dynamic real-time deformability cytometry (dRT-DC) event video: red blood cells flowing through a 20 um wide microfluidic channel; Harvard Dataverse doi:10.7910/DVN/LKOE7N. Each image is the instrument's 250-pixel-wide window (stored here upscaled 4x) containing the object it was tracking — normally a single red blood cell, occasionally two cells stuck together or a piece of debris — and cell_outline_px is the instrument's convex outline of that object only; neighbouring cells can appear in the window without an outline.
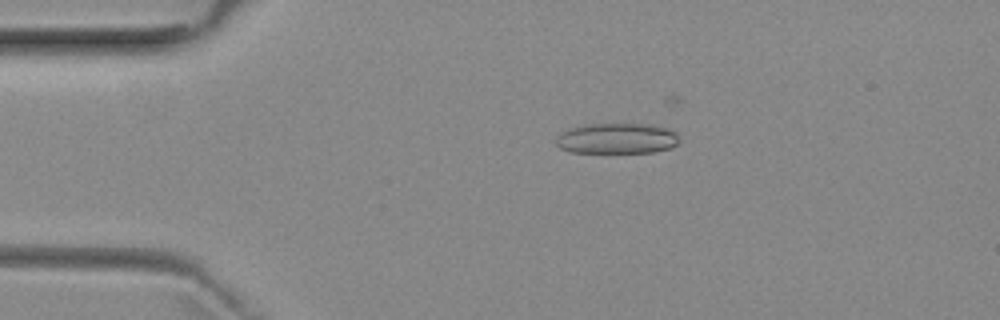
{"species": "common noctule bat (a hibernating species)", "species_latin": "Nyctalus noctula", "temperature_condition": "room temperature", "stored_images_in_passage": 45, "camera_frame_rate_fps": 3000, "um_per_image_px": 0.085, "animal": {"sex": "female", "body_mass_g": 29.2, "forearm_length_mm": 56.3}, "frame": {"image": 1, "passage_image": 9, "time_ms": 2.667, "image_size_px": [1000, 320], "cell_outline_px": [[680, 140], [676, 144], [668, 148], [652, 152], [572, 152], [560, 148], [556, 144], [556, 136], [568, 128], [584, 124], [648, 124], [668, 128], [676, 132]], "centroid_in_image_um": [52.42, 11.75], "position_along_channel_um": 32.6, "area_um2": 21.96}}
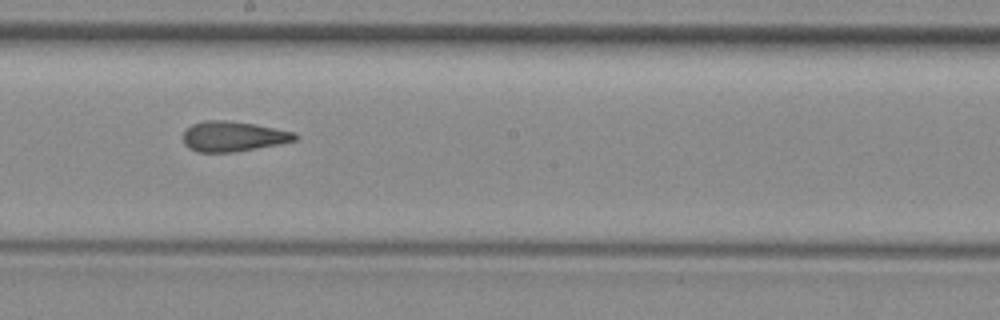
{"frame": {"image": 2, "passage_image": 27, "time_ms": 8.667, "image_size_px": [1000, 320], "cell_outline_px": [[296, 140], [236, 152], [196, 152], [188, 148], [184, 144], [184, 132], [192, 124], [204, 120], [224, 120], [256, 124], [296, 132]], "centroid_in_image_um": [19.79, 11.59], "position_along_channel_um": 228.4, "area_um2": 19.59}}
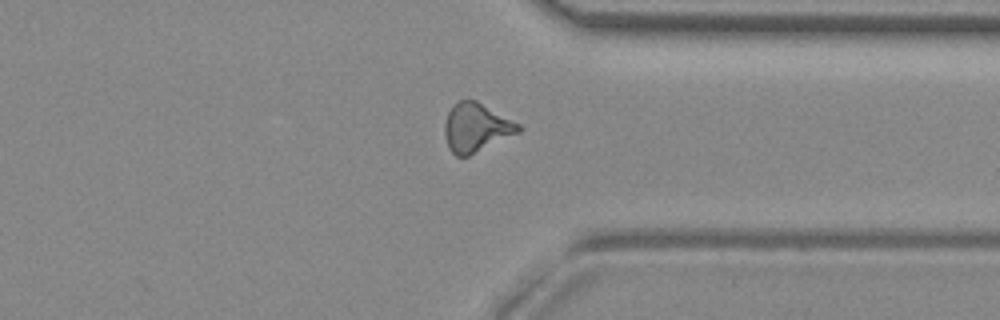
{"frame": {"image": 3, "passage_image": 38, "time_ms": 12.333, "image_size_px": [1000, 320], "cell_outline_px": [[520, 132], [468, 156], [456, 156], [448, 148], [444, 136], [444, 120], [452, 104], [460, 100], [476, 100], [520, 124]], "centroid_in_image_um": [40.43, 10.84], "position_along_channel_um": 371.0, "area_um2": 20.98}, "authors_computed_cell_mechanics": {"area_um2": 20.4034, "velocity_mm_per_s": 3.9751, "shape_relaxation_time_tau1_ms": null, "shape_relaxation_time_tau2_ms": 2.2691, "deformation_change_tau1": null, "deformation_change_tau2": 0.1099}}